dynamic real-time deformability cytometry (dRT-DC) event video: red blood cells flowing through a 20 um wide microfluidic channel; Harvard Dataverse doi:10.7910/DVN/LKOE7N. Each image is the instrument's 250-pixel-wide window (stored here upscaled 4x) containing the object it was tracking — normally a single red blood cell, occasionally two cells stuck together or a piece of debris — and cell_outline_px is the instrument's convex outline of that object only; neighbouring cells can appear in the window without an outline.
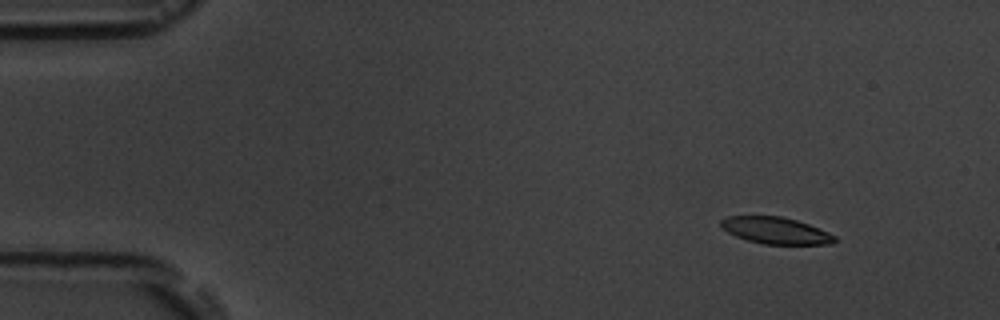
{"species": "common noctule bat (a hibernating species)", "species_latin": "Nyctalus noctula", "temperature_condition": "room temperature", "stored_images_in_passage": 4, "camera_frame_rate_fps": 3000, "um_per_image_px": 0.085, "animal": {"sex": "male", "body_mass_g": 19.5, "forearm_length_mm": 54.6}, "frame": {"image": 1, "passage_image": 1, "time_ms": 0.0, "image_size_px": [1000, 320], "cell_outline_px": [[836, 240], [832, 244], [764, 244], [748, 240], [736, 236], [728, 232], [720, 224], [720, 220], [728, 216], [780, 216], [796, 220], [808, 224], [828, 232], [836, 236]], "centroid_in_image_um": [65.94, 19.59], "position_along_channel_um": 19.1, "area_um2": 17.51}}
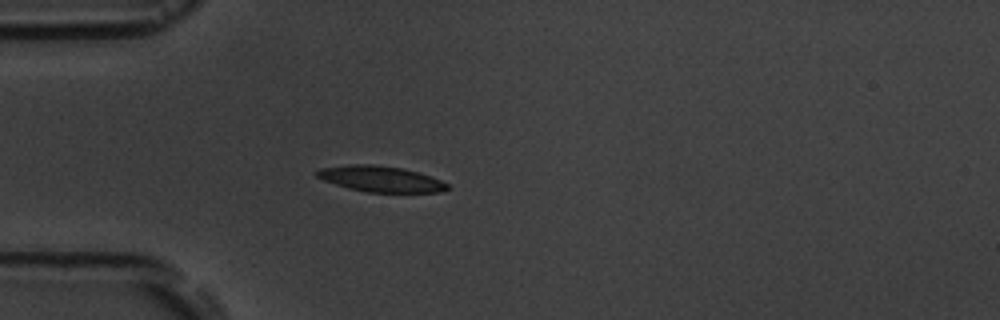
{"frame": {"image": 2, "passage_image": 4, "time_ms": 3.333, "image_size_px": [1000, 320], "cell_outline_px": [[452, 188], [440, 192], [368, 192], [348, 188], [324, 180], [316, 176], [316, 172], [320, 168], [348, 164], [372, 164], [404, 168], [420, 172], [432, 176], [448, 184]], "centroid_in_image_um": [32.4, 15.2], "position_along_channel_um": 52.6, "area_um2": 19.77}}